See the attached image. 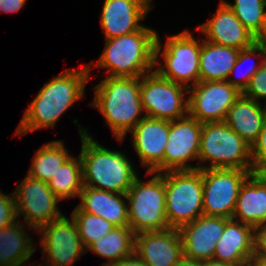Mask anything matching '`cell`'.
Returning a JSON list of instances; mask_svg holds the SVG:
<instances>
[{
    "label": "cell",
    "instance_id": "6da1fadb",
    "mask_svg": "<svg viewBox=\"0 0 266 266\" xmlns=\"http://www.w3.org/2000/svg\"><path fill=\"white\" fill-rule=\"evenodd\" d=\"M91 64L78 70H65L47 82L26 109L15 134H27L46 127H55L62 114L84 95Z\"/></svg>",
    "mask_w": 266,
    "mask_h": 266
},
{
    "label": "cell",
    "instance_id": "7a4b0ae2",
    "mask_svg": "<svg viewBox=\"0 0 266 266\" xmlns=\"http://www.w3.org/2000/svg\"><path fill=\"white\" fill-rule=\"evenodd\" d=\"M92 106L105 117L114 137L123 141L145 116L140 95V77H106L94 87Z\"/></svg>",
    "mask_w": 266,
    "mask_h": 266
},
{
    "label": "cell",
    "instance_id": "3957f363",
    "mask_svg": "<svg viewBox=\"0 0 266 266\" xmlns=\"http://www.w3.org/2000/svg\"><path fill=\"white\" fill-rule=\"evenodd\" d=\"M81 136L83 185L118 194H126L137 174L125 154L111 151L93 140L87 130L78 125Z\"/></svg>",
    "mask_w": 266,
    "mask_h": 266
},
{
    "label": "cell",
    "instance_id": "277c9868",
    "mask_svg": "<svg viewBox=\"0 0 266 266\" xmlns=\"http://www.w3.org/2000/svg\"><path fill=\"white\" fill-rule=\"evenodd\" d=\"M158 33L142 26L138 31L105 39V48L96 67L106 68L108 77H141L155 66Z\"/></svg>",
    "mask_w": 266,
    "mask_h": 266
},
{
    "label": "cell",
    "instance_id": "5b68a950",
    "mask_svg": "<svg viewBox=\"0 0 266 266\" xmlns=\"http://www.w3.org/2000/svg\"><path fill=\"white\" fill-rule=\"evenodd\" d=\"M199 162L210 161V166L200 165L197 169H240L253 170L251 146L225 122L203 123Z\"/></svg>",
    "mask_w": 266,
    "mask_h": 266
},
{
    "label": "cell",
    "instance_id": "8992f818",
    "mask_svg": "<svg viewBox=\"0 0 266 266\" xmlns=\"http://www.w3.org/2000/svg\"><path fill=\"white\" fill-rule=\"evenodd\" d=\"M165 209L169 228L179 229L203 215L202 172L197 170L166 171Z\"/></svg>",
    "mask_w": 266,
    "mask_h": 266
},
{
    "label": "cell",
    "instance_id": "52a82bcc",
    "mask_svg": "<svg viewBox=\"0 0 266 266\" xmlns=\"http://www.w3.org/2000/svg\"><path fill=\"white\" fill-rule=\"evenodd\" d=\"M128 225L134 234L162 231L169 228L165 209L164 176L157 173L147 182L137 176L126 193Z\"/></svg>",
    "mask_w": 266,
    "mask_h": 266
},
{
    "label": "cell",
    "instance_id": "ba28073f",
    "mask_svg": "<svg viewBox=\"0 0 266 266\" xmlns=\"http://www.w3.org/2000/svg\"><path fill=\"white\" fill-rule=\"evenodd\" d=\"M159 36L155 45V70L164 78L189 88L199 82V57L201 44L189 31L168 36L164 50ZM163 50V52L161 51ZM161 53L164 65L158 63ZM158 63V64H157ZM165 66V68H164ZM193 83L189 85V82Z\"/></svg>",
    "mask_w": 266,
    "mask_h": 266
},
{
    "label": "cell",
    "instance_id": "9c48e42d",
    "mask_svg": "<svg viewBox=\"0 0 266 266\" xmlns=\"http://www.w3.org/2000/svg\"><path fill=\"white\" fill-rule=\"evenodd\" d=\"M188 88L162 77L155 69L140 77V95L145 117L176 120L188 115Z\"/></svg>",
    "mask_w": 266,
    "mask_h": 266
},
{
    "label": "cell",
    "instance_id": "30bf717a",
    "mask_svg": "<svg viewBox=\"0 0 266 266\" xmlns=\"http://www.w3.org/2000/svg\"><path fill=\"white\" fill-rule=\"evenodd\" d=\"M203 182V215L232 219L239 190L253 170L200 169Z\"/></svg>",
    "mask_w": 266,
    "mask_h": 266
},
{
    "label": "cell",
    "instance_id": "8fae6325",
    "mask_svg": "<svg viewBox=\"0 0 266 266\" xmlns=\"http://www.w3.org/2000/svg\"><path fill=\"white\" fill-rule=\"evenodd\" d=\"M17 217L21 214L29 229L38 230L63 216L57 208L61 201L49 188L48 183L27 177L13 192Z\"/></svg>",
    "mask_w": 266,
    "mask_h": 266
},
{
    "label": "cell",
    "instance_id": "7c38bea8",
    "mask_svg": "<svg viewBox=\"0 0 266 266\" xmlns=\"http://www.w3.org/2000/svg\"><path fill=\"white\" fill-rule=\"evenodd\" d=\"M188 115L200 123L224 122L230 107L242 94L228 81H199L188 88Z\"/></svg>",
    "mask_w": 266,
    "mask_h": 266
},
{
    "label": "cell",
    "instance_id": "4fadbf2b",
    "mask_svg": "<svg viewBox=\"0 0 266 266\" xmlns=\"http://www.w3.org/2000/svg\"><path fill=\"white\" fill-rule=\"evenodd\" d=\"M37 231L42 232L39 241L48 258L46 266H72L86 253L73 218L70 221L63 215Z\"/></svg>",
    "mask_w": 266,
    "mask_h": 266
},
{
    "label": "cell",
    "instance_id": "5bb4252c",
    "mask_svg": "<svg viewBox=\"0 0 266 266\" xmlns=\"http://www.w3.org/2000/svg\"><path fill=\"white\" fill-rule=\"evenodd\" d=\"M202 123L186 115L169 121V137L163 156V172L197 170L196 166L186 164L198 160Z\"/></svg>",
    "mask_w": 266,
    "mask_h": 266
},
{
    "label": "cell",
    "instance_id": "9a60e30c",
    "mask_svg": "<svg viewBox=\"0 0 266 266\" xmlns=\"http://www.w3.org/2000/svg\"><path fill=\"white\" fill-rule=\"evenodd\" d=\"M130 132L141 164L148 168L147 174L162 173L169 120L144 117Z\"/></svg>",
    "mask_w": 266,
    "mask_h": 266
},
{
    "label": "cell",
    "instance_id": "2e32d148",
    "mask_svg": "<svg viewBox=\"0 0 266 266\" xmlns=\"http://www.w3.org/2000/svg\"><path fill=\"white\" fill-rule=\"evenodd\" d=\"M230 219L201 215L178 230L182 239L183 256L195 260L213 259L216 243Z\"/></svg>",
    "mask_w": 266,
    "mask_h": 266
},
{
    "label": "cell",
    "instance_id": "e0dca14e",
    "mask_svg": "<svg viewBox=\"0 0 266 266\" xmlns=\"http://www.w3.org/2000/svg\"><path fill=\"white\" fill-rule=\"evenodd\" d=\"M134 253L147 266H175L183 256L179 230L168 228L135 234Z\"/></svg>",
    "mask_w": 266,
    "mask_h": 266
},
{
    "label": "cell",
    "instance_id": "ac0fdd59",
    "mask_svg": "<svg viewBox=\"0 0 266 266\" xmlns=\"http://www.w3.org/2000/svg\"><path fill=\"white\" fill-rule=\"evenodd\" d=\"M152 0H105L100 17L105 39L138 31L151 8Z\"/></svg>",
    "mask_w": 266,
    "mask_h": 266
},
{
    "label": "cell",
    "instance_id": "d6986e66",
    "mask_svg": "<svg viewBox=\"0 0 266 266\" xmlns=\"http://www.w3.org/2000/svg\"><path fill=\"white\" fill-rule=\"evenodd\" d=\"M198 28L206 36L207 39L204 40L239 50L248 48L257 41L223 0L214 17Z\"/></svg>",
    "mask_w": 266,
    "mask_h": 266
},
{
    "label": "cell",
    "instance_id": "ffe728a7",
    "mask_svg": "<svg viewBox=\"0 0 266 266\" xmlns=\"http://www.w3.org/2000/svg\"><path fill=\"white\" fill-rule=\"evenodd\" d=\"M254 228L230 219L216 243L213 259L225 263L249 264L253 257Z\"/></svg>",
    "mask_w": 266,
    "mask_h": 266
},
{
    "label": "cell",
    "instance_id": "44dd1931",
    "mask_svg": "<svg viewBox=\"0 0 266 266\" xmlns=\"http://www.w3.org/2000/svg\"><path fill=\"white\" fill-rule=\"evenodd\" d=\"M232 219L253 228L266 224V182L257 173L242 184Z\"/></svg>",
    "mask_w": 266,
    "mask_h": 266
},
{
    "label": "cell",
    "instance_id": "7402d4cb",
    "mask_svg": "<svg viewBox=\"0 0 266 266\" xmlns=\"http://www.w3.org/2000/svg\"><path fill=\"white\" fill-rule=\"evenodd\" d=\"M78 197L81 198L77 205L80 210L100 216L115 226L128 225V206L123 200H127L126 194L83 186Z\"/></svg>",
    "mask_w": 266,
    "mask_h": 266
},
{
    "label": "cell",
    "instance_id": "603a6c76",
    "mask_svg": "<svg viewBox=\"0 0 266 266\" xmlns=\"http://www.w3.org/2000/svg\"><path fill=\"white\" fill-rule=\"evenodd\" d=\"M262 104L241 94L224 120L250 146L257 140L266 118V105Z\"/></svg>",
    "mask_w": 266,
    "mask_h": 266
},
{
    "label": "cell",
    "instance_id": "cb8c5ba5",
    "mask_svg": "<svg viewBox=\"0 0 266 266\" xmlns=\"http://www.w3.org/2000/svg\"><path fill=\"white\" fill-rule=\"evenodd\" d=\"M200 43L199 81H227L240 50L204 39Z\"/></svg>",
    "mask_w": 266,
    "mask_h": 266
},
{
    "label": "cell",
    "instance_id": "d4e9b609",
    "mask_svg": "<svg viewBox=\"0 0 266 266\" xmlns=\"http://www.w3.org/2000/svg\"><path fill=\"white\" fill-rule=\"evenodd\" d=\"M23 227L16 221L0 229V266H21L35 252L34 242Z\"/></svg>",
    "mask_w": 266,
    "mask_h": 266
},
{
    "label": "cell",
    "instance_id": "484cf974",
    "mask_svg": "<svg viewBox=\"0 0 266 266\" xmlns=\"http://www.w3.org/2000/svg\"><path fill=\"white\" fill-rule=\"evenodd\" d=\"M135 234L129 225L115 226L106 236L98 238L92 243L86 252L93 253L109 259L103 263L107 266L134 253Z\"/></svg>",
    "mask_w": 266,
    "mask_h": 266
},
{
    "label": "cell",
    "instance_id": "4316f807",
    "mask_svg": "<svg viewBox=\"0 0 266 266\" xmlns=\"http://www.w3.org/2000/svg\"><path fill=\"white\" fill-rule=\"evenodd\" d=\"M70 156L62 140L48 142L36 151L28 175L47 183Z\"/></svg>",
    "mask_w": 266,
    "mask_h": 266
},
{
    "label": "cell",
    "instance_id": "83f0119b",
    "mask_svg": "<svg viewBox=\"0 0 266 266\" xmlns=\"http://www.w3.org/2000/svg\"><path fill=\"white\" fill-rule=\"evenodd\" d=\"M47 183L60 200L79 196L84 186L80 156H70Z\"/></svg>",
    "mask_w": 266,
    "mask_h": 266
},
{
    "label": "cell",
    "instance_id": "f1b7e54d",
    "mask_svg": "<svg viewBox=\"0 0 266 266\" xmlns=\"http://www.w3.org/2000/svg\"><path fill=\"white\" fill-rule=\"evenodd\" d=\"M241 23L258 38L266 21V0H234V4L225 2Z\"/></svg>",
    "mask_w": 266,
    "mask_h": 266
},
{
    "label": "cell",
    "instance_id": "f546056e",
    "mask_svg": "<svg viewBox=\"0 0 266 266\" xmlns=\"http://www.w3.org/2000/svg\"><path fill=\"white\" fill-rule=\"evenodd\" d=\"M71 216L77 224L82 244L86 249L98 238L106 236L115 227L104 218L86 213L77 206Z\"/></svg>",
    "mask_w": 266,
    "mask_h": 266
},
{
    "label": "cell",
    "instance_id": "4dcf8cb0",
    "mask_svg": "<svg viewBox=\"0 0 266 266\" xmlns=\"http://www.w3.org/2000/svg\"><path fill=\"white\" fill-rule=\"evenodd\" d=\"M257 53H259V54H257ZM255 55L257 57L260 56L261 57L260 59H262V56H263V59L260 61L259 66L257 63L256 64L253 63L252 65H250L248 67V69L242 75L243 78L239 79V77H240L239 76L238 78H233V79L227 80L232 86L237 88L241 93L247 87L251 77L260 69L261 63L266 59V46L264 44L256 41L252 46H250L248 48L241 49L239 51V55H238L236 64L234 65V67L230 71L229 78H231L230 76L232 74H234L235 71H237L236 69H238V71H239V68L241 67V65L244 64L245 62H247L248 60H250L251 57H255Z\"/></svg>",
    "mask_w": 266,
    "mask_h": 266
},
{
    "label": "cell",
    "instance_id": "1f68e13d",
    "mask_svg": "<svg viewBox=\"0 0 266 266\" xmlns=\"http://www.w3.org/2000/svg\"><path fill=\"white\" fill-rule=\"evenodd\" d=\"M242 95L260 102L266 99V59L261 63L260 69L251 77Z\"/></svg>",
    "mask_w": 266,
    "mask_h": 266
},
{
    "label": "cell",
    "instance_id": "d6a6232c",
    "mask_svg": "<svg viewBox=\"0 0 266 266\" xmlns=\"http://www.w3.org/2000/svg\"><path fill=\"white\" fill-rule=\"evenodd\" d=\"M251 160L254 173L266 163V118L257 140L251 146Z\"/></svg>",
    "mask_w": 266,
    "mask_h": 266
},
{
    "label": "cell",
    "instance_id": "836d02e7",
    "mask_svg": "<svg viewBox=\"0 0 266 266\" xmlns=\"http://www.w3.org/2000/svg\"><path fill=\"white\" fill-rule=\"evenodd\" d=\"M17 218L14 194L10 197L0 190V229L14 224Z\"/></svg>",
    "mask_w": 266,
    "mask_h": 266
},
{
    "label": "cell",
    "instance_id": "e575fe53",
    "mask_svg": "<svg viewBox=\"0 0 266 266\" xmlns=\"http://www.w3.org/2000/svg\"><path fill=\"white\" fill-rule=\"evenodd\" d=\"M253 257H266V224L254 228Z\"/></svg>",
    "mask_w": 266,
    "mask_h": 266
},
{
    "label": "cell",
    "instance_id": "d590c367",
    "mask_svg": "<svg viewBox=\"0 0 266 266\" xmlns=\"http://www.w3.org/2000/svg\"><path fill=\"white\" fill-rule=\"evenodd\" d=\"M27 0H0V12L15 13L25 5Z\"/></svg>",
    "mask_w": 266,
    "mask_h": 266
},
{
    "label": "cell",
    "instance_id": "8d00e7d4",
    "mask_svg": "<svg viewBox=\"0 0 266 266\" xmlns=\"http://www.w3.org/2000/svg\"><path fill=\"white\" fill-rule=\"evenodd\" d=\"M107 266H147L135 253Z\"/></svg>",
    "mask_w": 266,
    "mask_h": 266
},
{
    "label": "cell",
    "instance_id": "74e56055",
    "mask_svg": "<svg viewBox=\"0 0 266 266\" xmlns=\"http://www.w3.org/2000/svg\"><path fill=\"white\" fill-rule=\"evenodd\" d=\"M249 264H234L216 261L214 259L201 261V266H247Z\"/></svg>",
    "mask_w": 266,
    "mask_h": 266
},
{
    "label": "cell",
    "instance_id": "f35d334b",
    "mask_svg": "<svg viewBox=\"0 0 266 266\" xmlns=\"http://www.w3.org/2000/svg\"><path fill=\"white\" fill-rule=\"evenodd\" d=\"M175 266H201V261L182 256Z\"/></svg>",
    "mask_w": 266,
    "mask_h": 266
},
{
    "label": "cell",
    "instance_id": "ab89813d",
    "mask_svg": "<svg viewBox=\"0 0 266 266\" xmlns=\"http://www.w3.org/2000/svg\"><path fill=\"white\" fill-rule=\"evenodd\" d=\"M250 266H266V257H252Z\"/></svg>",
    "mask_w": 266,
    "mask_h": 266
},
{
    "label": "cell",
    "instance_id": "60d3db41",
    "mask_svg": "<svg viewBox=\"0 0 266 266\" xmlns=\"http://www.w3.org/2000/svg\"><path fill=\"white\" fill-rule=\"evenodd\" d=\"M257 42L262 43L266 46V21H265V26H264L262 33L257 38Z\"/></svg>",
    "mask_w": 266,
    "mask_h": 266
},
{
    "label": "cell",
    "instance_id": "b9f144b4",
    "mask_svg": "<svg viewBox=\"0 0 266 266\" xmlns=\"http://www.w3.org/2000/svg\"><path fill=\"white\" fill-rule=\"evenodd\" d=\"M256 173L266 182V163Z\"/></svg>",
    "mask_w": 266,
    "mask_h": 266
}]
</instances>
